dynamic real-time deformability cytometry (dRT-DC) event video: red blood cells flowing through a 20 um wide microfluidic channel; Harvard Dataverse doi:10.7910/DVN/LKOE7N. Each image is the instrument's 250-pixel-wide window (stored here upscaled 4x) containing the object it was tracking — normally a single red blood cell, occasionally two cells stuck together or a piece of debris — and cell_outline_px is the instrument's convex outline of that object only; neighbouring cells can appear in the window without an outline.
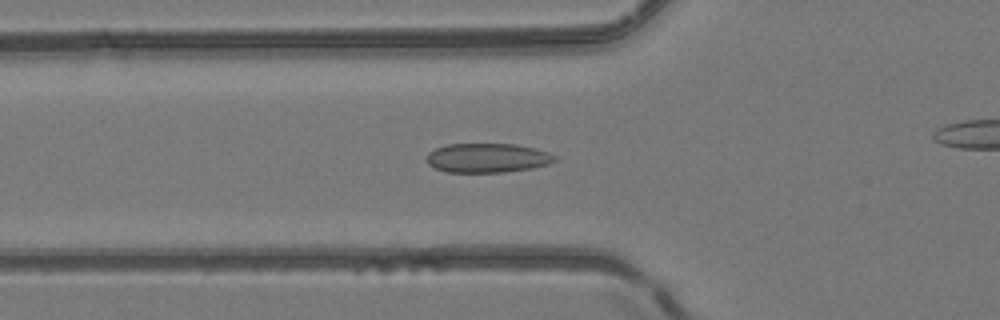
{"species": "common noctule bat (a hibernating species)", "species_latin": "Nyctalus noctula", "temperature_condition": "room temperature", "stored_images_in_passage": 38, "camera_frame_rate_fps": 3000, "um_per_image_px": 0.085, "animal": {"sex": "female", "body_mass_g": 24.6, "forearm_length_mm": 56.2}, "frame": {"image": 1, "passage_image": 15, "time_ms": 4.667, "image_size_px": [1000, 320], "cell_outline_px": [[556, 160], [548, 164], [532, 168], [504, 172], [448, 172], [436, 168], [428, 164], [428, 152], [436, 148], [448, 144], [516, 144], [548, 152], [556, 156]], "centroid_in_image_um": [41.44, 13.42], "position_along_channel_um": 84.4, "area_um2": 21.68}}
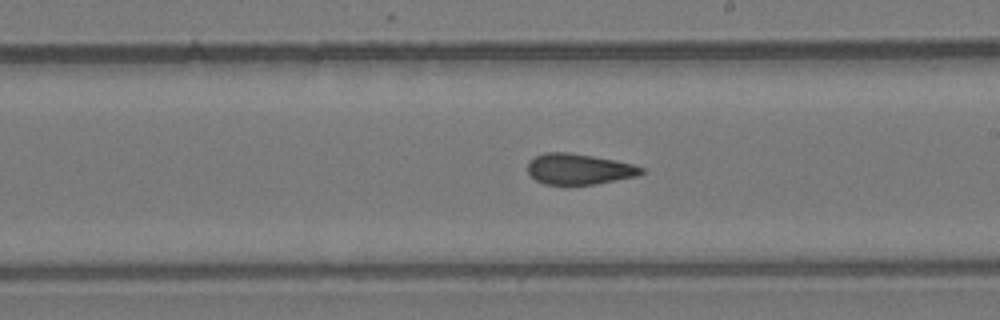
{"frame": {"image": 2, "passage_image": 26, "time_ms": 8.333, "image_size_px": [1000, 320], "cell_outline_px": [[644, 172], [636, 176], [596, 184], [544, 184], [536, 180], [528, 172], [528, 160], [544, 152], [568, 152], [592, 156], [632, 164], [644, 168]], "centroid_in_image_um": [49.18, 14.37], "position_along_channel_um": 239.8, "area_um2": 20.17}}
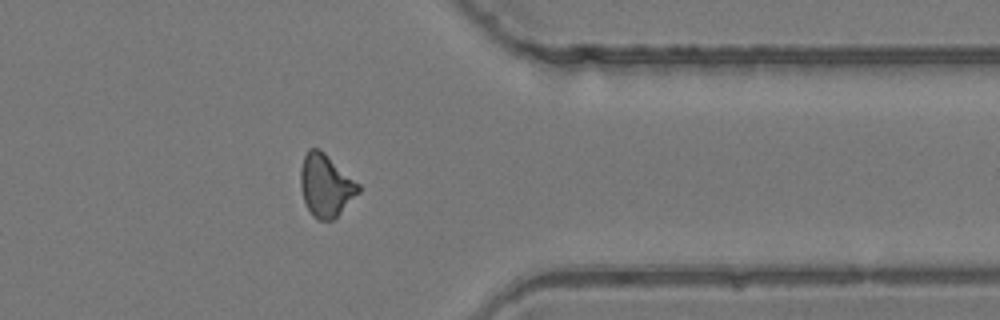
{"frame": {"image": 3, "passage_image": 37, "time_ms": 12.0, "image_size_px": [1000, 320], "cell_outline_px": [[360, 192], [332, 220], [320, 220], [312, 216], [304, 200], [300, 188], [300, 168], [304, 156], [308, 148], [320, 148], [360, 184]], "centroid_in_image_um": [27.68, 15.73], "position_along_channel_um": 383.7, "area_um2": 21.1}}